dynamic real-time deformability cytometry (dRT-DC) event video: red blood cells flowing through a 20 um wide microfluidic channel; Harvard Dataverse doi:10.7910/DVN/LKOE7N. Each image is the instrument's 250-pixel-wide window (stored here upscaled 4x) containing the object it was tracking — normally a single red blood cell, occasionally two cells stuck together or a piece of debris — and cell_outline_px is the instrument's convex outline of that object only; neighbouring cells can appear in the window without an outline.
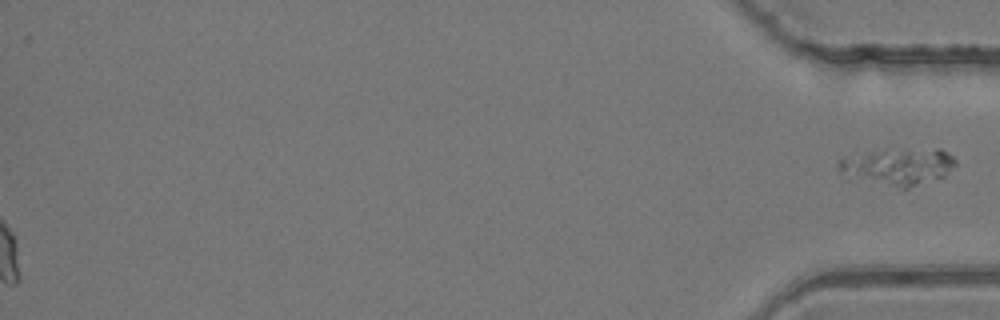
{"species": "common noctule bat (a hibernating species)", "species_latin": "Nyctalus noctula", "temperature_condition": "room temperature", "stored_images_in_passage": 48, "segment_of_instrument_passage": [2, 2], "camera_frame_rate_fps": 3000, "um_per_image_px": 0.085, "animal": {"sex": "female", "body_mass_g": 24.6, "forearm_length_mm": 56.2}, "frame": {"image": 1, "passage_image": 48, "time_ms": 15.667, "image_size_px": [1000, 320], "cell_outline_px": [[956, 164], [944, 176], [908, 188], [904, 188], [848, 180], [836, 168], [836, 160], [840, 156], [880, 152], [936, 148], [940, 148], [952, 156], [956, 160]], "centroid_in_image_um": [76.22, 14.19], "position_along_channel_um": 359.0, "area_um2": 25.26}}